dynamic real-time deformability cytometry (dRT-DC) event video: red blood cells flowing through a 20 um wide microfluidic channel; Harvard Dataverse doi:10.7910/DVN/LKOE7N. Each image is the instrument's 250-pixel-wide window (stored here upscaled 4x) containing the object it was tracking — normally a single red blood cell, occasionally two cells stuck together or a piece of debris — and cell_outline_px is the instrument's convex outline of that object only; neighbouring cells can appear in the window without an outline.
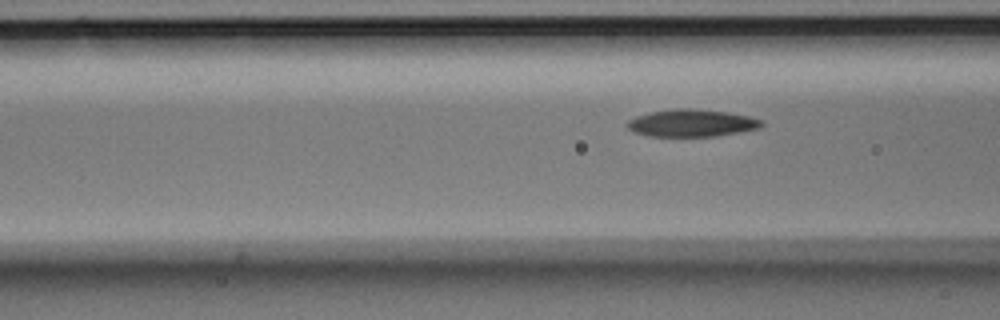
{"species": "Egyptian fruit bat (a non-hibernating species)", "species_latin": "Rousettus aegyptiacus", "temperature_condition": "room temperature", "stored_images_in_passage": 7, "camera_frame_rate_fps": 3000, "um_per_image_px": 0.085, "animal": {"sex": "male"}, "frame": {"image": 1, "passage_image": 7, "time_ms": 2.0, "image_size_px": [1000, 320], "cell_outline_px": [[764, 124], [760, 128], [740, 132], [716, 136], [648, 136], [636, 132], [628, 128], [628, 120], [636, 116], [652, 112], [676, 108], [692, 108], [728, 112], [748, 116], [764, 120]], "centroid_in_image_um": [58.85, 10.45], "position_along_channel_um": 107.8, "area_um2": 21.33}}